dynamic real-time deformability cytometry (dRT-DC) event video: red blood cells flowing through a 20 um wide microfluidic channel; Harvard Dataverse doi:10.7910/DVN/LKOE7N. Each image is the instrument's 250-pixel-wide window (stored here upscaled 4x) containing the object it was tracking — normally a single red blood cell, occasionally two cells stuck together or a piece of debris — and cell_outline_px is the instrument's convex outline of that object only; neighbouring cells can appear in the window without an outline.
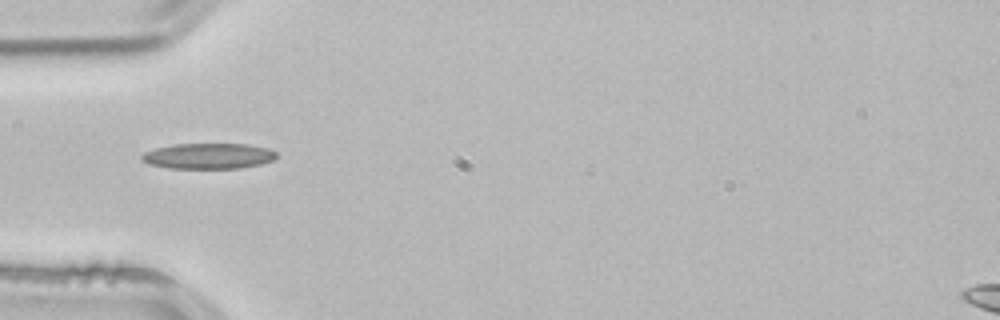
{"species": "common noctule bat (a hibernating species)", "species_latin": "Nyctalus noctula", "temperature_condition": "room temperature", "stored_images_in_passage": 1, "camera_frame_rate_fps": 3000, "um_per_image_px": 0.085, "animal": {"sex": "male", "body_mass_g": 21.5, "forearm_length_mm": 52.0}, "frame": {"image": 1, "passage_image": 1, "time_ms": 0.0, "image_size_px": [1000, 320], "cell_outline_px": [[276, 156], [272, 160], [260, 164], [240, 168], [168, 168], [148, 164], [140, 160], [140, 156], [144, 152], [156, 148], [176, 144], [248, 144], [268, 148], [276, 152]], "centroid_in_image_um": [17.68, 13.26], "position_along_channel_um": 67.3, "area_um2": 20.11}}